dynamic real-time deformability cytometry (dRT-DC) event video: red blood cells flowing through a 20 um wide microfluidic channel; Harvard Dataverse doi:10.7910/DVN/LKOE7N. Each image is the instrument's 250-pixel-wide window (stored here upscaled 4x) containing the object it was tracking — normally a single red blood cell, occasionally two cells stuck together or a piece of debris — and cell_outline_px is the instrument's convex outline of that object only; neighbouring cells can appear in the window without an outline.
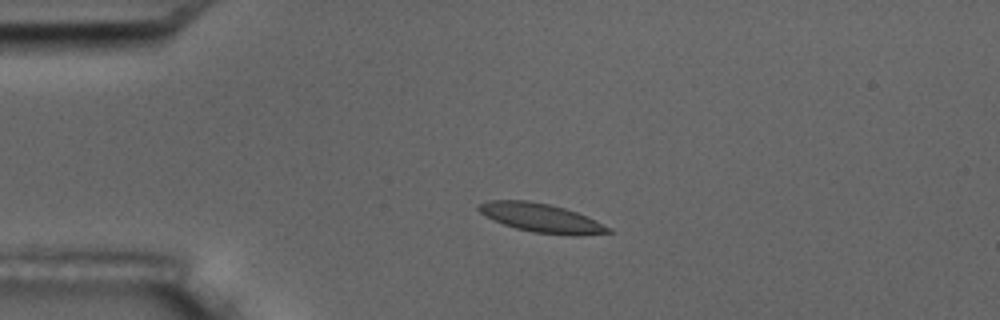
{"species": "common noctule bat (a hibernating species)", "species_latin": "Nyctalus noctula", "temperature_condition": "room temperature", "stored_images_in_passage": 5, "camera_frame_rate_fps": 3000, "um_per_image_px": 0.085, "animal": {"sex": "male", "body_mass_g": 17.5, "forearm_length_mm": 52.3}, "frame": {"image": 1, "passage_image": 3, "time_ms": 2.333, "image_size_px": [1000, 320], "cell_outline_px": [[612, 232], [576, 236], [572, 236], [532, 232], [516, 228], [504, 224], [484, 216], [476, 208], [480, 204], [488, 200], [528, 200], [548, 204], [564, 208], [576, 212], [596, 220], [612, 228]], "centroid_in_image_um": [46.01, 18.53], "position_along_channel_um": 39.0, "area_um2": 21.79}}
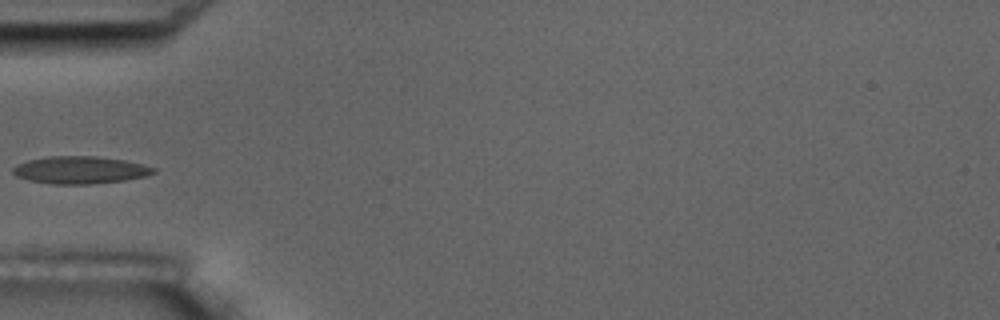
{"frame": {"image": 2, "passage_image": 4, "time_ms": 4.333, "image_size_px": [1000, 320], "cell_outline_px": [[156, 172], [144, 176], [124, 180], [92, 184], [52, 184], [28, 180], [16, 176], [12, 172], [12, 168], [16, 164], [28, 160], [48, 156], [96, 156], [124, 160], [144, 164], [156, 168]], "centroid_in_image_um": [6.79, 14.44], "position_along_channel_um": 78.2, "area_um2": 22.54}}